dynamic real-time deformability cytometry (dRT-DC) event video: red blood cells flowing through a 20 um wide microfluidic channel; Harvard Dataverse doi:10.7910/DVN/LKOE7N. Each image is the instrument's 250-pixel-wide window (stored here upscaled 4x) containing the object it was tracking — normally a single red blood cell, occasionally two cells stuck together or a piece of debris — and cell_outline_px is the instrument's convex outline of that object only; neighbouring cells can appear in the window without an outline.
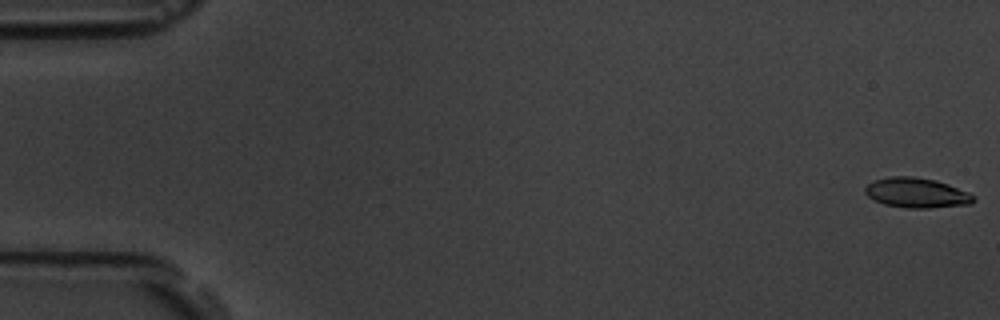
{"species": "common noctule bat (a hibernating species)", "species_latin": "Nyctalus noctula", "temperature_condition": "room temperature", "stored_images_in_passage": 17, "camera_frame_rate_fps": 3000, "um_per_image_px": 0.085, "animal": {"sex": "male", "body_mass_g": 19.5, "forearm_length_mm": 54.6}, "frame": {"image": 1, "passage_image": 1, "time_ms": 0.0, "image_size_px": [1000, 320], "cell_outline_px": [[976, 200], [972, 204], [928, 208], [908, 208], [884, 204], [868, 196], [864, 192], [864, 188], [868, 184], [876, 180], [888, 176], [912, 176], [936, 180], [948, 184], [968, 192], [976, 196]], "centroid_in_image_um": [77.94, 16.39], "position_along_channel_um": 7.1, "area_um2": 18.96}}
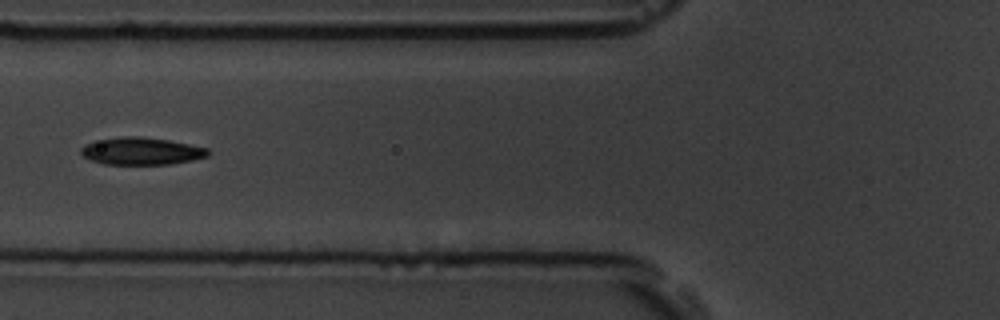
{"frame": {"image": 2, "passage_image": 7, "time_ms": 7.0, "image_size_px": [1000, 320], "cell_outline_px": [[208, 156], [192, 160], [168, 164], [104, 164], [92, 160], [84, 156], [80, 152], [80, 148], [84, 144], [124, 136], [140, 136], [168, 140], [208, 148]], "centroid_in_image_um": [12.02, 12.85], "position_along_channel_um": 113.8, "area_um2": 19.88}}
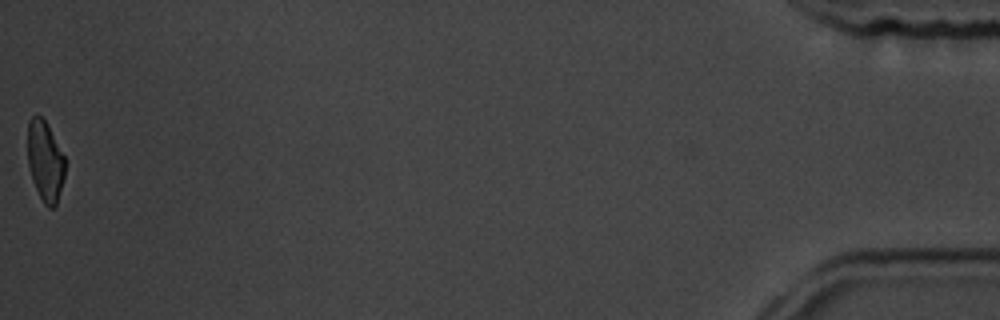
{"frame": {"image": 3, "passage_image": 17, "time_ms": 18.333, "image_size_px": [1000, 320], "cell_outline_px": [[64, 176], [56, 204], [52, 208], [48, 208], [44, 204], [32, 180], [28, 164], [28, 120], [32, 116], [40, 116], [44, 120], [64, 156]], "centroid_in_image_um": [3.81, 13.71], "position_along_channel_um": 431.4, "area_um2": 17.05}, "authors_computed_cell_mechanics": {"area_um2": 19.5942, "velocity_mm_per_s": 3.6881, "shape_relaxation_time_tau1_ms": 3.5092, "shape_relaxation_time_tau2_ms": 3.4148, "deformation_change_tau1": 0.1218, "deformation_change_tau2": 0.0856}}